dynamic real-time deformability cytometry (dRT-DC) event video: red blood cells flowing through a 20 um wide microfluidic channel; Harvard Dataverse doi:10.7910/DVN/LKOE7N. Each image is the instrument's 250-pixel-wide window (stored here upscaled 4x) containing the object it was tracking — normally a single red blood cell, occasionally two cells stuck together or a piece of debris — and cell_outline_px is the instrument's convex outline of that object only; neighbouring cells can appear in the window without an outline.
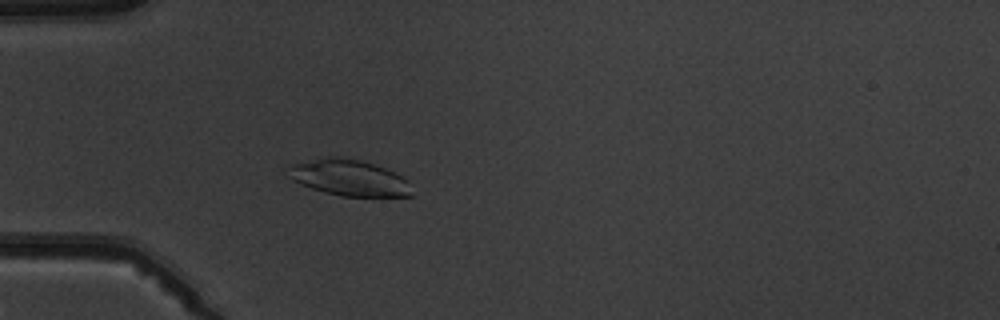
{"species": "common noctule bat (a hibernating species)", "species_latin": "Nyctalus noctula", "temperature_condition": "warm", "stored_images_in_passage": 5, "camera_frame_rate_fps": 3000, "um_per_image_px": 0.085, "animal": {"sex": "male", "body_mass_g": 19.5, "forearm_length_mm": 54.6}, "frame": {"image": 1, "passage_image": 5, "time_ms": 4.667, "image_size_px": [1000, 320], "cell_outline_px": [[412, 196], [340, 196], [312, 188], [300, 184], [292, 180], [284, 172], [284, 168], [292, 164], [328, 156], [336, 156], [360, 160], [384, 168], [408, 180], [412, 192]], "centroid_in_image_um": [29.6, 15.1], "position_along_channel_um": 55.4, "area_um2": 26.01}}